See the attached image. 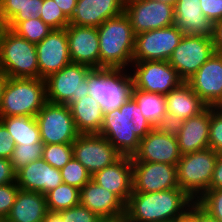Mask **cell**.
<instances>
[{
    "instance_id": "9f6ffc18",
    "label": "cell",
    "mask_w": 222,
    "mask_h": 222,
    "mask_svg": "<svg viewBox=\"0 0 222 222\" xmlns=\"http://www.w3.org/2000/svg\"><path fill=\"white\" fill-rule=\"evenodd\" d=\"M5 25L3 24L1 17H0V35L2 33V30L4 29Z\"/></svg>"
},
{
    "instance_id": "484cf974",
    "label": "cell",
    "mask_w": 222,
    "mask_h": 222,
    "mask_svg": "<svg viewBox=\"0 0 222 222\" xmlns=\"http://www.w3.org/2000/svg\"><path fill=\"white\" fill-rule=\"evenodd\" d=\"M175 25L183 34L212 37L214 23L202 12L200 0H177Z\"/></svg>"
},
{
    "instance_id": "4dcf8cb0",
    "label": "cell",
    "mask_w": 222,
    "mask_h": 222,
    "mask_svg": "<svg viewBox=\"0 0 222 222\" xmlns=\"http://www.w3.org/2000/svg\"><path fill=\"white\" fill-rule=\"evenodd\" d=\"M0 121L7 128L10 137L15 142V145L43 143L41 141L40 130L35 117H0Z\"/></svg>"
},
{
    "instance_id": "c3c4849f",
    "label": "cell",
    "mask_w": 222,
    "mask_h": 222,
    "mask_svg": "<svg viewBox=\"0 0 222 222\" xmlns=\"http://www.w3.org/2000/svg\"><path fill=\"white\" fill-rule=\"evenodd\" d=\"M64 15L70 20L73 16L78 0H54Z\"/></svg>"
},
{
    "instance_id": "83f0119b",
    "label": "cell",
    "mask_w": 222,
    "mask_h": 222,
    "mask_svg": "<svg viewBox=\"0 0 222 222\" xmlns=\"http://www.w3.org/2000/svg\"><path fill=\"white\" fill-rule=\"evenodd\" d=\"M69 107L80 134H99L104 113L101 105L94 98L88 94Z\"/></svg>"
},
{
    "instance_id": "ba28073f",
    "label": "cell",
    "mask_w": 222,
    "mask_h": 222,
    "mask_svg": "<svg viewBox=\"0 0 222 222\" xmlns=\"http://www.w3.org/2000/svg\"><path fill=\"white\" fill-rule=\"evenodd\" d=\"M93 69L84 64L70 63L46 79L47 101L67 104L89 94V74Z\"/></svg>"
},
{
    "instance_id": "b9f144b4",
    "label": "cell",
    "mask_w": 222,
    "mask_h": 222,
    "mask_svg": "<svg viewBox=\"0 0 222 222\" xmlns=\"http://www.w3.org/2000/svg\"><path fill=\"white\" fill-rule=\"evenodd\" d=\"M203 14L215 23L222 19V0H200Z\"/></svg>"
},
{
    "instance_id": "8fae6325",
    "label": "cell",
    "mask_w": 222,
    "mask_h": 222,
    "mask_svg": "<svg viewBox=\"0 0 222 222\" xmlns=\"http://www.w3.org/2000/svg\"><path fill=\"white\" fill-rule=\"evenodd\" d=\"M129 70L134 88L149 93L167 95L184 82L168 61L133 62Z\"/></svg>"
},
{
    "instance_id": "ee69618b",
    "label": "cell",
    "mask_w": 222,
    "mask_h": 222,
    "mask_svg": "<svg viewBox=\"0 0 222 222\" xmlns=\"http://www.w3.org/2000/svg\"><path fill=\"white\" fill-rule=\"evenodd\" d=\"M16 182V172L14 171L10 159L0 158V185Z\"/></svg>"
},
{
    "instance_id": "2e32d148",
    "label": "cell",
    "mask_w": 222,
    "mask_h": 222,
    "mask_svg": "<svg viewBox=\"0 0 222 222\" xmlns=\"http://www.w3.org/2000/svg\"><path fill=\"white\" fill-rule=\"evenodd\" d=\"M179 188L176 165L132 162V192H161Z\"/></svg>"
},
{
    "instance_id": "d4e9b609",
    "label": "cell",
    "mask_w": 222,
    "mask_h": 222,
    "mask_svg": "<svg viewBox=\"0 0 222 222\" xmlns=\"http://www.w3.org/2000/svg\"><path fill=\"white\" fill-rule=\"evenodd\" d=\"M92 180L116 194L126 204L132 194V157L122 156L112 165L96 172Z\"/></svg>"
},
{
    "instance_id": "5bb4252c",
    "label": "cell",
    "mask_w": 222,
    "mask_h": 222,
    "mask_svg": "<svg viewBox=\"0 0 222 222\" xmlns=\"http://www.w3.org/2000/svg\"><path fill=\"white\" fill-rule=\"evenodd\" d=\"M124 13L135 35L175 24L174 6L149 0H125Z\"/></svg>"
},
{
    "instance_id": "7bdbcfd3",
    "label": "cell",
    "mask_w": 222,
    "mask_h": 222,
    "mask_svg": "<svg viewBox=\"0 0 222 222\" xmlns=\"http://www.w3.org/2000/svg\"><path fill=\"white\" fill-rule=\"evenodd\" d=\"M15 142L5 125L0 121V158L10 159L15 148Z\"/></svg>"
},
{
    "instance_id": "52a82bcc",
    "label": "cell",
    "mask_w": 222,
    "mask_h": 222,
    "mask_svg": "<svg viewBox=\"0 0 222 222\" xmlns=\"http://www.w3.org/2000/svg\"><path fill=\"white\" fill-rule=\"evenodd\" d=\"M218 155L208 147L181 155L176 165L179 188L195 202L209 190Z\"/></svg>"
},
{
    "instance_id": "816d5d0a",
    "label": "cell",
    "mask_w": 222,
    "mask_h": 222,
    "mask_svg": "<svg viewBox=\"0 0 222 222\" xmlns=\"http://www.w3.org/2000/svg\"><path fill=\"white\" fill-rule=\"evenodd\" d=\"M7 79L8 76L4 72L0 71V107H1L2 93Z\"/></svg>"
},
{
    "instance_id": "1f68e13d",
    "label": "cell",
    "mask_w": 222,
    "mask_h": 222,
    "mask_svg": "<svg viewBox=\"0 0 222 222\" xmlns=\"http://www.w3.org/2000/svg\"><path fill=\"white\" fill-rule=\"evenodd\" d=\"M49 211L60 212L80 204V190L62 183L45 194Z\"/></svg>"
},
{
    "instance_id": "ffe728a7",
    "label": "cell",
    "mask_w": 222,
    "mask_h": 222,
    "mask_svg": "<svg viewBox=\"0 0 222 222\" xmlns=\"http://www.w3.org/2000/svg\"><path fill=\"white\" fill-rule=\"evenodd\" d=\"M207 106L222 98V54L215 53L186 81Z\"/></svg>"
},
{
    "instance_id": "4316f807",
    "label": "cell",
    "mask_w": 222,
    "mask_h": 222,
    "mask_svg": "<svg viewBox=\"0 0 222 222\" xmlns=\"http://www.w3.org/2000/svg\"><path fill=\"white\" fill-rule=\"evenodd\" d=\"M45 195L19 189L8 222H42L48 213Z\"/></svg>"
},
{
    "instance_id": "ab89813d",
    "label": "cell",
    "mask_w": 222,
    "mask_h": 222,
    "mask_svg": "<svg viewBox=\"0 0 222 222\" xmlns=\"http://www.w3.org/2000/svg\"><path fill=\"white\" fill-rule=\"evenodd\" d=\"M19 189L16 182L0 185V217L6 219Z\"/></svg>"
},
{
    "instance_id": "f1b7e54d",
    "label": "cell",
    "mask_w": 222,
    "mask_h": 222,
    "mask_svg": "<svg viewBox=\"0 0 222 222\" xmlns=\"http://www.w3.org/2000/svg\"><path fill=\"white\" fill-rule=\"evenodd\" d=\"M43 0H0V17L9 29L19 22L38 18Z\"/></svg>"
},
{
    "instance_id": "44dd1931",
    "label": "cell",
    "mask_w": 222,
    "mask_h": 222,
    "mask_svg": "<svg viewBox=\"0 0 222 222\" xmlns=\"http://www.w3.org/2000/svg\"><path fill=\"white\" fill-rule=\"evenodd\" d=\"M16 183L22 190L43 195L63 183L61 171L42 158L29 163L16 172Z\"/></svg>"
},
{
    "instance_id": "cb8c5ba5",
    "label": "cell",
    "mask_w": 222,
    "mask_h": 222,
    "mask_svg": "<svg viewBox=\"0 0 222 222\" xmlns=\"http://www.w3.org/2000/svg\"><path fill=\"white\" fill-rule=\"evenodd\" d=\"M80 205L100 218L116 217L125 213V203L92 179L80 189Z\"/></svg>"
},
{
    "instance_id": "6da1fadb",
    "label": "cell",
    "mask_w": 222,
    "mask_h": 222,
    "mask_svg": "<svg viewBox=\"0 0 222 222\" xmlns=\"http://www.w3.org/2000/svg\"><path fill=\"white\" fill-rule=\"evenodd\" d=\"M154 126L142 115L131 96L120 108L104 113L99 135L104 136L122 156H133Z\"/></svg>"
},
{
    "instance_id": "bcb514c9",
    "label": "cell",
    "mask_w": 222,
    "mask_h": 222,
    "mask_svg": "<svg viewBox=\"0 0 222 222\" xmlns=\"http://www.w3.org/2000/svg\"><path fill=\"white\" fill-rule=\"evenodd\" d=\"M209 189H222V154L217 157Z\"/></svg>"
},
{
    "instance_id": "d6a6232c",
    "label": "cell",
    "mask_w": 222,
    "mask_h": 222,
    "mask_svg": "<svg viewBox=\"0 0 222 222\" xmlns=\"http://www.w3.org/2000/svg\"><path fill=\"white\" fill-rule=\"evenodd\" d=\"M12 31L36 45L52 31V28L38 17L19 22Z\"/></svg>"
},
{
    "instance_id": "11a10c76",
    "label": "cell",
    "mask_w": 222,
    "mask_h": 222,
    "mask_svg": "<svg viewBox=\"0 0 222 222\" xmlns=\"http://www.w3.org/2000/svg\"><path fill=\"white\" fill-rule=\"evenodd\" d=\"M213 107L222 110V98Z\"/></svg>"
},
{
    "instance_id": "4fadbf2b",
    "label": "cell",
    "mask_w": 222,
    "mask_h": 222,
    "mask_svg": "<svg viewBox=\"0 0 222 222\" xmlns=\"http://www.w3.org/2000/svg\"><path fill=\"white\" fill-rule=\"evenodd\" d=\"M181 153L172 127H154L132 156V162H156L177 165Z\"/></svg>"
},
{
    "instance_id": "9c48e42d",
    "label": "cell",
    "mask_w": 222,
    "mask_h": 222,
    "mask_svg": "<svg viewBox=\"0 0 222 222\" xmlns=\"http://www.w3.org/2000/svg\"><path fill=\"white\" fill-rule=\"evenodd\" d=\"M35 118L44 144H72L80 135L67 104L47 102Z\"/></svg>"
},
{
    "instance_id": "f35d334b",
    "label": "cell",
    "mask_w": 222,
    "mask_h": 222,
    "mask_svg": "<svg viewBox=\"0 0 222 222\" xmlns=\"http://www.w3.org/2000/svg\"><path fill=\"white\" fill-rule=\"evenodd\" d=\"M209 148L222 154V110L211 106V121L209 125Z\"/></svg>"
},
{
    "instance_id": "681fc988",
    "label": "cell",
    "mask_w": 222,
    "mask_h": 222,
    "mask_svg": "<svg viewBox=\"0 0 222 222\" xmlns=\"http://www.w3.org/2000/svg\"><path fill=\"white\" fill-rule=\"evenodd\" d=\"M42 222H66L59 212L48 211Z\"/></svg>"
},
{
    "instance_id": "74e56055",
    "label": "cell",
    "mask_w": 222,
    "mask_h": 222,
    "mask_svg": "<svg viewBox=\"0 0 222 222\" xmlns=\"http://www.w3.org/2000/svg\"><path fill=\"white\" fill-rule=\"evenodd\" d=\"M196 203L210 216L222 222V189L207 190Z\"/></svg>"
},
{
    "instance_id": "30bf717a",
    "label": "cell",
    "mask_w": 222,
    "mask_h": 222,
    "mask_svg": "<svg viewBox=\"0 0 222 222\" xmlns=\"http://www.w3.org/2000/svg\"><path fill=\"white\" fill-rule=\"evenodd\" d=\"M215 53L212 37L184 34L168 62L186 82Z\"/></svg>"
},
{
    "instance_id": "9a60e30c",
    "label": "cell",
    "mask_w": 222,
    "mask_h": 222,
    "mask_svg": "<svg viewBox=\"0 0 222 222\" xmlns=\"http://www.w3.org/2000/svg\"><path fill=\"white\" fill-rule=\"evenodd\" d=\"M73 156L93 176L118 161L122 154L99 134H80L72 143Z\"/></svg>"
},
{
    "instance_id": "ac0fdd59",
    "label": "cell",
    "mask_w": 222,
    "mask_h": 222,
    "mask_svg": "<svg viewBox=\"0 0 222 222\" xmlns=\"http://www.w3.org/2000/svg\"><path fill=\"white\" fill-rule=\"evenodd\" d=\"M66 34L71 62L84 64L92 69H100L97 28L69 24L66 27Z\"/></svg>"
},
{
    "instance_id": "836d02e7",
    "label": "cell",
    "mask_w": 222,
    "mask_h": 222,
    "mask_svg": "<svg viewBox=\"0 0 222 222\" xmlns=\"http://www.w3.org/2000/svg\"><path fill=\"white\" fill-rule=\"evenodd\" d=\"M44 143L16 145L10 162L15 172L29 163L42 158Z\"/></svg>"
},
{
    "instance_id": "7dc6e473",
    "label": "cell",
    "mask_w": 222,
    "mask_h": 222,
    "mask_svg": "<svg viewBox=\"0 0 222 222\" xmlns=\"http://www.w3.org/2000/svg\"><path fill=\"white\" fill-rule=\"evenodd\" d=\"M212 39L215 52L222 54V19L214 23Z\"/></svg>"
},
{
    "instance_id": "8992f818",
    "label": "cell",
    "mask_w": 222,
    "mask_h": 222,
    "mask_svg": "<svg viewBox=\"0 0 222 222\" xmlns=\"http://www.w3.org/2000/svg\"><path fill=\"white\" fill-rule=\"evenodd\" d=\"M133 87L129 69H93L89 74V95L103 113L120 108L132 96Z\"/></svg>"
},
{
    "instance_id": "8d00e7d4",
    "label": "cell",
    "mask_w": 222,
    "mask_h": 222,
    "mask_svg": "<svg viewBox=\"0 0 222 222\" xmlns=\"http://www.w3.org/2000/svg\"><path fill=\"white\" fill-rule=\"evenodd\" d=\"M39 17L52 29H63L69 25V19L54 0H43Z\"/></svg>"
},
{
    "instance_id": "277c9868",
    "label": "cell",
    "mask_w": 222,
    "mask_h": 222,
    "mask_svg": "<svg viewBox=\"0 0 222 222\" xmlns=\"http://www.w3.org/2000/svg\"><path fill=\"white\" fill-rule=\"evenodd\" d=\"M47 102L45 79L8 77L2 93L0 117H35Z\"/></svg>"
},
{
    "instance_id": "f907efd6",
    "label": "cell",
    "mask_w": 222,
    "mask_h": 222,
    "mask_svg": "<svg viewBox=\"0 0 222 222\" xmlns=\"http://www.w3.org/2000/svg\"><path fill=\"white\" fill-rule=\"evenodd\" d=\"M98 222H130V221L128 220V216L124 213L116 217L100 218Z\"/></svg>"
},
{
    "instance_id": "e0dca14e",
    "label": "cell",
    "mask_w": 222,
    "mask_h": 222,
    "mask_svg": "<svg viewBox=\"0 0 222 222\" xmlns=\"http://www.w3.org/2000/svg\"><path fill=\"white\" fill-rule=\"evenodd\" d=\"M36 50L41 79H46L71 63L66 28L52 29L41 42L36 44Z\"/></svg>"
},
{
    "instance_id": "7a4b0ae2",
    "label": "cell",
    "mask_w": 222,
    "mask_h": 222,
    "mask_svg": "<svg viewBox=\"0 0 222 222\" xmlns=\"http://www.w3.org/2000/svg\"><path fill=\"white\" fill-rule=\"evenodd\" d=\"M195 201L181 188L161 192H132L125 204L130 222H173Z\"/></svg>"
},
{
    "instance_id": "5b68a950",
    "label": "cell",
    "mask_w": 222,
    "mask_h": 222,
    "mask_svg": "<svg viewBox=\"0 0 222 222\" xmlns=\"http://www.w3.org/2000/svg\"><path fill=\"white\" fill-rule=\"evenodd\" d=\"M0 71L10 78H39L36 45L7 27L0 35Z\"/></svg>"
},
{
    "instance_id": "603a6c76",
    "label": "cell",
    "mask_w": 222,
    "mask_h": 222,
    "mask_svg": "<svg viewBox=\"0 0 222 222\" xmlns=\"http://www.w3.org/2000/svg\"><path fill=\"white\" fill-rule=\"evenodd\" d=\"M125 0H78L69 24L98 28L124 12Z\"/></svg>"
},
{
    "instance_id": "60d3db41",
    "label": "cell",
    "mask_w": 222,
    "mask_h": 222,
    "mask_svg": "<svg viewBox=\"0 0 222 222\" xmlns=\"http://www.w3.org/2000/svg\"><path fill=\"white\" fill-rule=\"evenodd\" d=\"M59 213L66 222H98L100 219L94 212L80 204Z\"/></svg>"
},
{
    "instance_id": "d590c367",
    "label": "cell",
    "mask_w": 222,
    "mask_h": 222,
    "mask_svg": "<svg viewBox=\"0 0 222 222\" xmlns=\"http://www.w3.org/2000/svg\"><path fill=\"white\" fill-rule=\"evenodd\" d=\"M73 158L72 144H45L42 159L61 170Z\"/></svg>"
},
{
    "instance_id": "7402d4cb",
    "label": "cell",
    "mask_w": 222,
    "mask_h": 222,
    "mask_svg": "<svg viewBox=\"0 0 222 222\" xmlns=\"http://www.w3.org/2000/svg\"><path fill=\"white\" fill-rule=\"evenodd\" d=\"M165 99L167 124L170 127L200 114L208 107L187 82H182L177 88L165 95Z\"/></svg>"
},
{
    "instance_id": "d6986e66",
    "label": "cell",
    "mask_w": 222,
    "mask_h": 222,
    "mask_svg": "<svg viewBox=\"0 0 222 222\" xmlns=\"http://www.w3.org/2000/svg\"><path fill=\"white\" fill-rule=\"evenodd\" d=\"M211 106L203 112L172 126L182 155L193 153L209 147V125Z\"/></svg>"
},
{
    "instance_id": "3957f363",
    "label": "cell",
    "mask_w": 222,
    "mask_h": 222,
    "mask_svg": "<svg viewBox=\"0 0 222 222\" xmlns=\"http://www.w3.org/2000/svg\"><path fill=\"white\" fill-rule=\"evenodd\" d=\"M100 69H130L133 63L135 34L123 12L107 19L98 28Z\"/></svg>"
},
{
    "instance_id": "f546056e",
    "label": "cell",
    "mask_w": 222,
    "mask_h": 222,
    "mask_svg": "<svg viewBox=\"0 0 222 222\" xmlns=\"http://www.w3.org/2000/svg\"><path fill=\"white\" fill-rule=\"evenodd\" d=\"M132 97L148 122L154 127H168L165 95L149 93L133 87Z\"/></svg>"
},
{
    "instance_id": "6f0895ef",
    "label": "cell",
    "mask_w": 222,
    "mask_h": 222,
    "mask_svg": "<svg viewBox=\"0 0 222 222\" xmlns=\"http://www.w3.org/2000/svg\"><path fill=\"white\" fill-rule=\"evenodd\" d=\"M4 218L0 217V222H3Z\"/></svg>"
},
{
    "instance_id": "e575fe53",
    "label": "cell",
    "mask_w": 222,
    "mask_h": 222,
    "mask_svg": "<svg viewBox=\"0 0 222 222\" xmlns=\"http://www.w3.org/2000/svg\"><path fill=\"white\" fill-rule=\"evenodd\" d=\"M60 171L63 183L79 190L92 179L88 170L74 156Z\"/></svg>"
},
{
    "instance_id": "db71d44e",
    "label": "cell",
    "mask_w": 222,
    "mask_h": 222,
    "mask_svg": "<svg viewBox=\"0 0 222 222\" xmlns=\"http://www.w3.org/2000/svg\"><path fill=\"white\" fill-rule=\"evenodd\" d=\"M149 1H157V2H164V3H168L170 5H175L177 0H149Z\"/></svg>"
},
{
    "instance_id": "f6af8a7d",
    "label": "cell",
    "mask_w": 222,
    "mask_h": 222,
    "mask_svg": "<svg viewBox=\"0 0 222 222\" xmlns=\"http://www.w3.org/2000/svg\"><path fill=\"white\" fill-rule=\"evenodd\" d=\"M175 222H204V210L194 202Z\"/></svg>"
},
{
    "instance_id": "7c38bea8",
    "label": "cell",
    "mask_w": 222,
    "mask_h": 222,
    "mask_svg": "<svg viewBox=\"0 0 222 222\" xmlns=\"http://www.w3.org/2000/svg\"><path fill=\"white\" fill-rule=\"evenodd\" d=\"M183 35L175 24L135 35L133 62L168 61Z\"/></svg>"
},
{
    "instance_id": "f5cc1de1",
    "label": "cell",
    "mask_w": 222,
    "mask_h": 222,
    "mask_svg": "<svg viewBox=\"0 0 222 222\" xmlns=\"http://www.w3.org/2000/svg\"><path fill=\"white\" fill-rule=\"evenodd\" d=\"M204 222H220V221L216 218H213L207 212L204 211Z\"/></svg>"
}]
</instances>
